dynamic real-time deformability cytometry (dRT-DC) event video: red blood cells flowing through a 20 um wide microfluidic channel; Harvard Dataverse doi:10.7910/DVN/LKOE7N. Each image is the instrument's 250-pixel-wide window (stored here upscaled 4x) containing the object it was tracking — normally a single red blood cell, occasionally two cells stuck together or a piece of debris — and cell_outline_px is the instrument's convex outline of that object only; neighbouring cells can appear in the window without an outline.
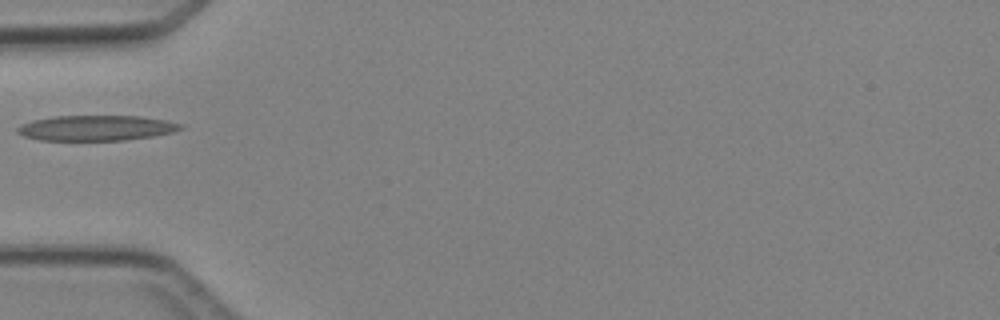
{"species": "Egyptian fruit bat (a non-hibernating species)", "species_latin": "Rousettus aegyptiacus", "temperature_condition": "cold", "stored_images_in_passage": 1, "camera_frame_rate_fps": 3000, "um_per_image_px": 0.085, "animal": {"sex": "female"}, "frame": {"image": 1, "passage_image": 1, "time_ms": 0.0, "image_size_px": [1000, 320], "cell_outline_px": [[184, 128], [172, 132], [152, 136], [124, 140], [40, 140], [24, 136], [16, 132], [16, 128], [20, 124], [32, 120], [52, 116], [140, 116], [168, 120], [184, 124]], "centroid_in_image_um": [8.18, 10.87], "position_along_channel_um": 76.8, "area_um2": 24.22}}